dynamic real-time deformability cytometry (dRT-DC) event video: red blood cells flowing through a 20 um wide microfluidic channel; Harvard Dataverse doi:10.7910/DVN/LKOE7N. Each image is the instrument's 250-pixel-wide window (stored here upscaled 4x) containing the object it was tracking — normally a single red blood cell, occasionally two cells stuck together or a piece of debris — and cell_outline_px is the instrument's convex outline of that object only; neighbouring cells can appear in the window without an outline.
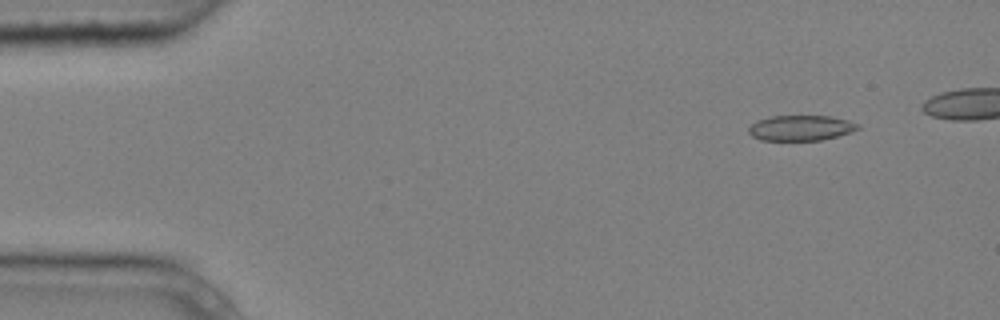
{"species": "common noctule bat (a hibernating species)", "species_latin": "Nyctalus noctula", "temperature_condition": "cold", "stored_images_in_passage": 4, "camera_frame_rate_fps": 3000, "um_per_image_px": 0.085, "animal": {"sex": "male", "body_mass_g": 20.4}, "frame": {"image": 1, "passage_image": 1, "time_ms": 0.0, "image_size_px": [1000, 320], "cell_outline_px": [[860, 128], [852, 132], [820, 140], [760, 140], [752, 136], [748, 132], [748, 128], [756, 120], [772, 116], [832, 116], [848, 120], [860, 124]], "centroid_in_image_um": [68.07, 10.87], "position_along_channel_um": 16.9, "area_um2": 16.18}}